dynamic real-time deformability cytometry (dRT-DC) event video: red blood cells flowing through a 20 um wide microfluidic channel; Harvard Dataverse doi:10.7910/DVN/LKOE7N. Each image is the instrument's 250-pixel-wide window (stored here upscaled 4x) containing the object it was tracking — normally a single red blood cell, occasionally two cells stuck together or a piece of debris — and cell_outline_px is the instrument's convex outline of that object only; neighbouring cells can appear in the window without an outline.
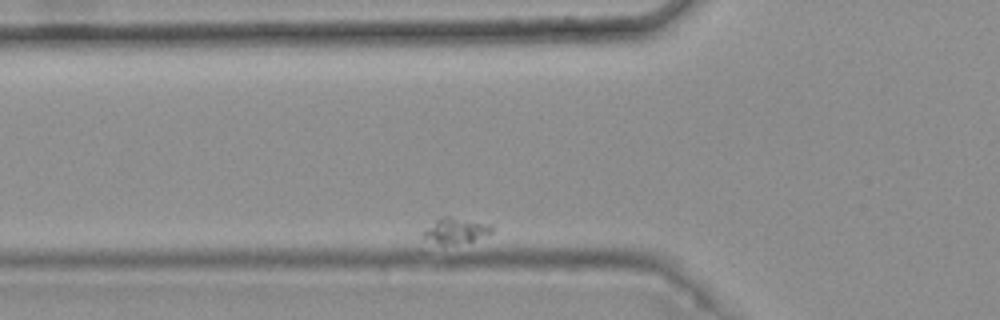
{"species": "common noctule bat (a hibernating species)", "species_latin": "Nyctalus noctula", "temperature_condition": "warm", "stored_images_in_passage": 5, "camera_frame_rate_fps": 3000, "um_per_image_px": 0.085, "animal": {"sex": "female", "body_mass_g": 25.1}, "frame": {"image": 1, "passage_image": 2, "time_ms": 0.333, "image_size_px": [1000, 320], "cell_outline_px": [[492, 232], [472, 240], [456, 244], [428, 244], [424, 236], [424, 232], [440, 216], [448, 216], [492, 224]], "centroid_in_image_um": [38.71, 19.61], "position_along_channel_um": 87.1, "area_um2": 10.06}}
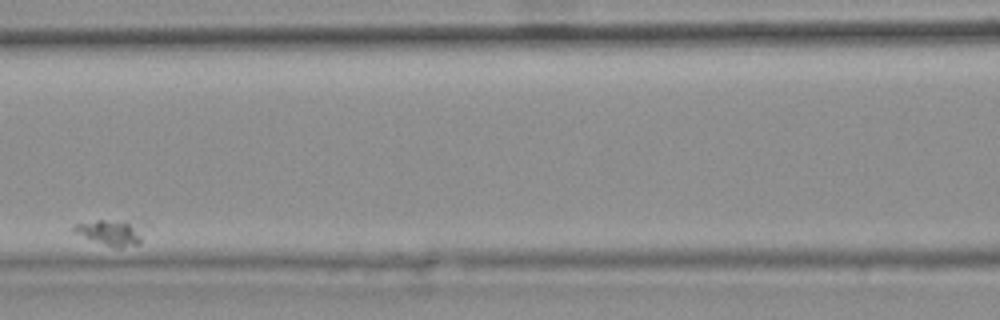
{"frame": {"image": 2, "passage_image": 4, "time_ms": 1.0, "image_size_px": [1000, 320], "cell_outline_px": [[152, 228], [140, 244], [120, 248], [72, 232], [72, 228], [76, 224], [96, 220], [144, 220], [152, 224]], "centroid_in_image_um": [9.77, 19.68], "position_along_channel_um": 156.8, "area_um2": 11.5}}